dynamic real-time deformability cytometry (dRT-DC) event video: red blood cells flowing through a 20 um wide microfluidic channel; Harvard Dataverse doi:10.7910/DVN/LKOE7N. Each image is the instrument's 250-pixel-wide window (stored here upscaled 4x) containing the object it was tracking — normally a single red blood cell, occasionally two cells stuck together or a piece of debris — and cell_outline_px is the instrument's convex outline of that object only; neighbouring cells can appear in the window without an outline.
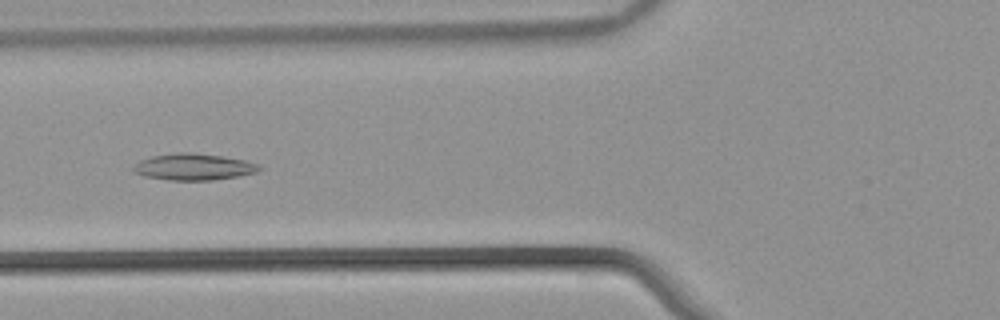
{"species": "common noctule bat (a hibernating species)", "species_latin": "Nyctalus noctula", "temperature_condition": "warm", "stored_images_in_passage": 39, "camera_frame_rate_fps": 3000, "um_per_image_px": 0.085, "animal": {"sex": "male", "body_mass_g": 21.5, "forearm_length_mm": 52.0}, "frame": {"image": 1, "passage_image": 6, "time_ms": 1.667, "image_size_px": [1000, 320], "cell_outline_px": [[264, 168], [256, 172], [240, 176], [212, 180], [168, 180], [144, 176], [132, 172], [132, 168], [140, 160], [152, 156], [176, 152], [192, 152], [224, 156], [244, 160], [260, 164]], "centroid_in_image_um": [16.48, 14.18], "position_along_channel_um": 109.3, "area_um2": 19.71}}
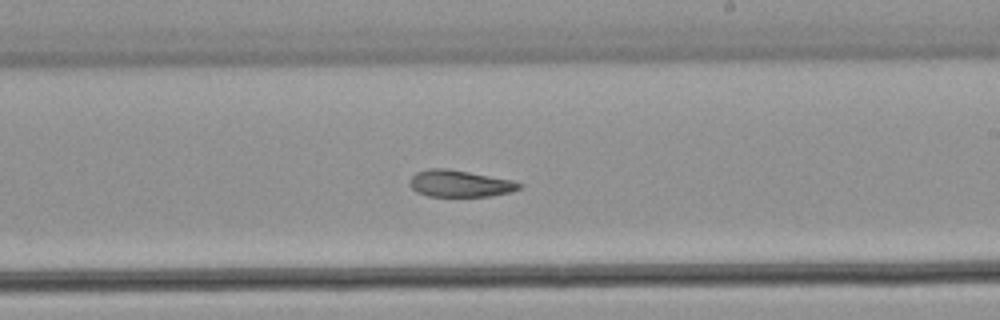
{"frame": {"image": 2, "passage_image": 17, "time_ms": 5.333, "image_size_px": [1000, 320], "cell_outline_px": [[524, 184], [520, 188], [512, 192], [492, 196], [428, 196], [416, 192], [408, 184], [408, 180], [416, 172], [428, 168], [448, 168], [512, 180]], "centroid_in_image_um": [39.07, 15.6], "position_along_channel_um": 249.9, "area_um2": 17.28}}
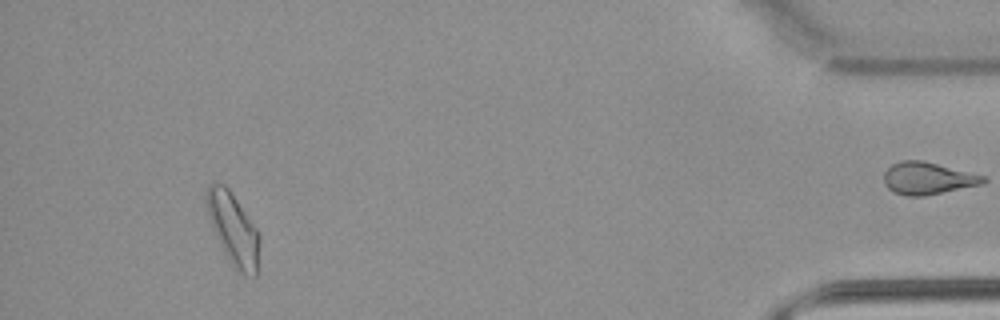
{"frame": {"image": 3, "passage_image": 35, "time_ms": 11.333, "image_size_px": [1000, 320], "cell_outline_px": [[260, 240], [256, 276], [244, 276], [236, 272], [228, 260], [212, 228], [208, 216], [204, 200], [204, 192], [208, 184], [212, 180], [224, 184], [228, 188], [256, 228], [260, 236]], "centroid_in_image_um": [19.78, 19.45], "position_along_channel_um": 415.4, "area_um2": 22.6}, "authors_computed_cell_mechanics": {"area_um2": 18.496, "velocity_mm_per_s": 3.8407, "shape_relaxation_time_tau1_ms": null, "shape_relaxation_time_tau2_ms": 9.6104, "deformation_change_tau1": null, "deformation_change_tau2": 0.183}}